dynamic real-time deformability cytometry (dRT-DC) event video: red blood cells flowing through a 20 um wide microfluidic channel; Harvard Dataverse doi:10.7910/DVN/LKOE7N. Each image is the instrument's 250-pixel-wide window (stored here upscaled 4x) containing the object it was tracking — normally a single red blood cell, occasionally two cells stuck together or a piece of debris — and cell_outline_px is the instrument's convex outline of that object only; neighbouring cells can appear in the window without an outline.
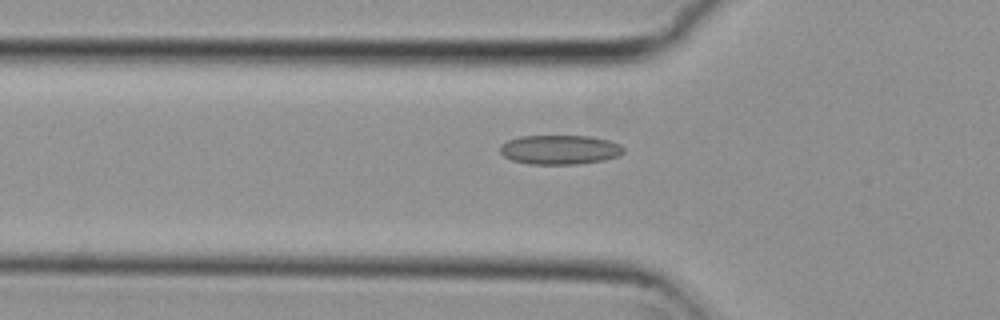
{"species": "common noctule bat (a hibernating species)", "species_latin": "Nyctalus noctula", "temperature_condition": "cold", "stored_images_in_passage": 34, "camera_frame_rate_fps": 3000, "um_per_image_px": 0.085, "animal": {"sex": "female", "body_mass_g": 29.2, "forearm_length_mm": 56.3}, "frame": {"image": 1, "passage_image": 5, "time_ms": 1.333, "image_size_px": [1000, 320], "cell_outline_px": [[624, 152], [620, 156], [604, 160], [580, 164], [528, 164], [512, 160], [504, 156], [500, 152], [500, 148], [508, 140], [520, 136], [588, 136], [608, 140], [620, 144], [624, 148]], "centroid_in_image_um": [47.62, 12.73], "position_along_channel_um": 78.2, "area_um2": 21.15}}
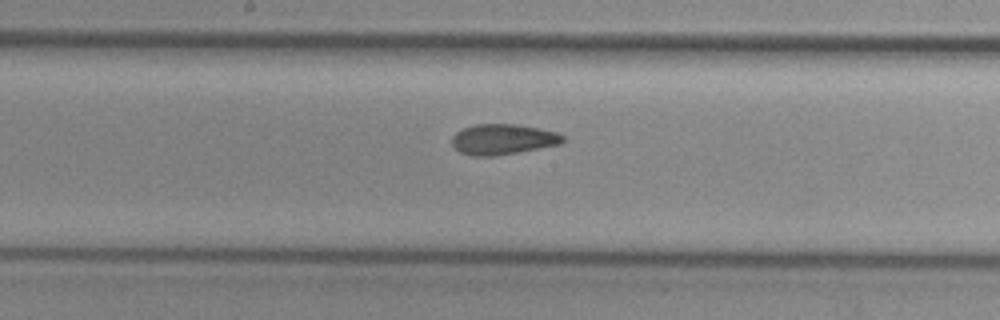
{"frame": {"image": 2, "passage_image": 15, "time_ms": 4.667, "image_size_px": [1000, 320], "cell_outline_px": [[564, 140], [560, 144], [496, 156], [472, 156], [460, 152], [452, 144], [452, 136], [456, 132], [464, 128], [476, 124], [516, 124], [556, 132], [564, 136]], "centroid_in_image_um": [42.72, 11.84], "position_along_channel_um": 205.5, "area_um2": 19.54}}
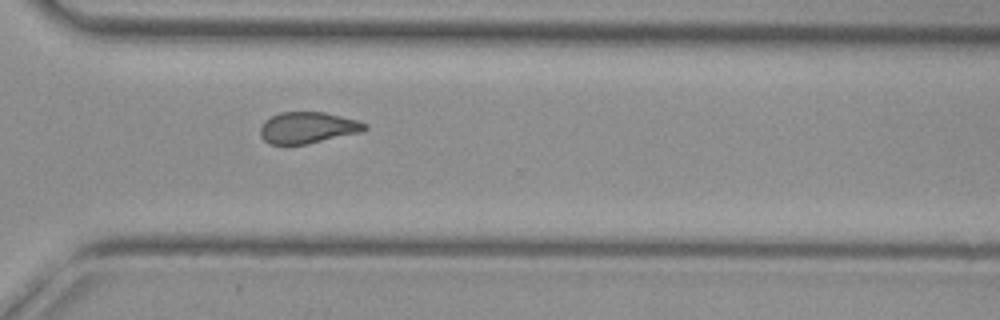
{"frame": {"image": 3, "passage_image": 26, "time_ms": 8.333, "image_size_px": [1000, 320], "cell_outline_px": [[368, 128], [360, 132], [308, 144], [272, 144], [264, 140], [260, 136], [260, 128], [264, 120], [280, 112], [324, 112], [356, 120], [368, 124]], "centroid_in_image_um": [26.14, 10.85], "position_along_channel_um": 344.5, "area_um2": 19.02}}